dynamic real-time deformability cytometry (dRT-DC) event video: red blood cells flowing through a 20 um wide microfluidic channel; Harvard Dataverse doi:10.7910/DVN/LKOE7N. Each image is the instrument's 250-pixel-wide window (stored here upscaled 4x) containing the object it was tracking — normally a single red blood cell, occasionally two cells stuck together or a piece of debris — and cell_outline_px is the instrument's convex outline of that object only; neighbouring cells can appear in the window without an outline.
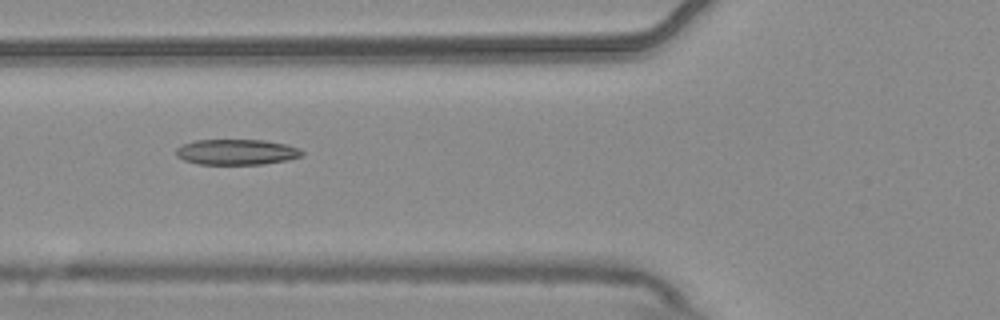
{"species": "common noctule bat (a hibernating species)", "species_latin": "Nyctalus noctula", "temperature_condition": "warm", "stored_images_in_passage": 7, "camera_frame_rate_fps": 3000, "um_per_image_px": 0.085, "animal": {"sex": "male", "body_mass_g": 20.4}, "frame": {"image": 1, "passage_image": 3, "time_ms": 0.667, "image_size_px": [1000, 320], "cell_outline_px": [[304, 156], [288, 160], [264, 164], [196, 164], [184, 160], [176, 156], [176, 148], [184, 144], [196, 140], [264, 140], [284, 144], [296, 148], [304, 152]], "centroid_in_image_um": [20.1, 12.93], "position_along_channel_um": 105.7, "area_um2": 18.73}}
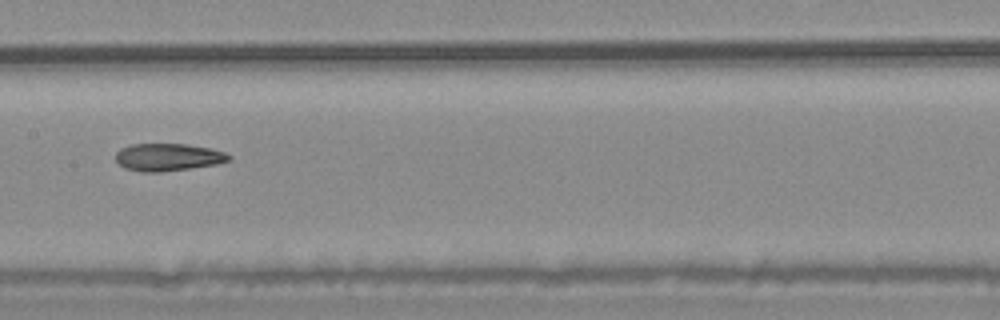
{"frame": {"image": 2, "passage_image": 5, "time_ms": 1.333, "image_size_px": [1000, 320], "cell_outline_px": [[232, 160], [216, 164], [160, 172], [140, 172], [124, 168], [116, 160], [116, 152], [120, 148], [132, 144], [188, 144], [212, 148], [224, 152], [232, 156]], "centroid_in_image_um": [14.29, 13.35], "position_along_channel_um": 193.1, "area_um2": 18.21}}
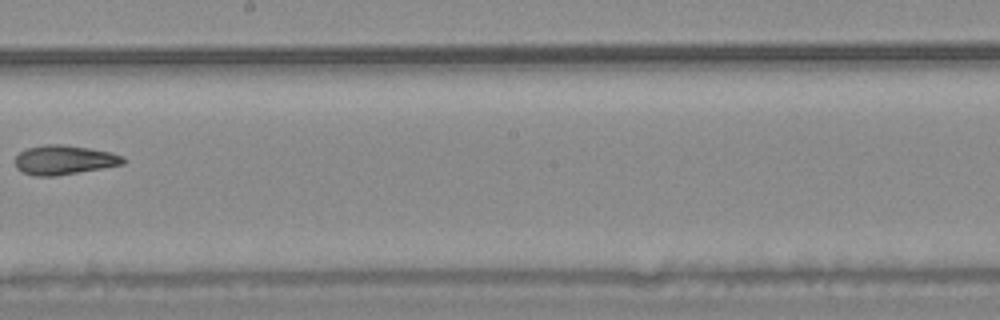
{"frame": {"image": 3, "passage_image": 6, "time_ms": 1.667, "image_size_px": [1000, 320], "cell_outline_px": [[128, 160], [124, 164], [56, 176], [32, 176], [16, 168], [16, 156], [20, 152], [28, 148], [44, 144], [60, 144], [88, 148], [112, 152], [124, 156]], "centroid_in_image_um": [5.48, 13.59], "position_along_channel_um": 242.7, "area_um2": 18.5}}